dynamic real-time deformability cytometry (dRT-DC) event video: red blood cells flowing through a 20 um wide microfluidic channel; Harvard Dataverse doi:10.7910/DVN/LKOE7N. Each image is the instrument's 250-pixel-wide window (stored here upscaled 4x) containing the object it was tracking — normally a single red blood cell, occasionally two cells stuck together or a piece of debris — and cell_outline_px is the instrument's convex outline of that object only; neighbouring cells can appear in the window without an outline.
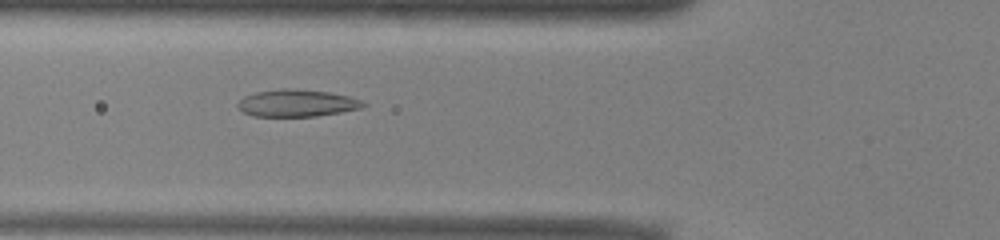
{"species": "common noctule bat (a hibernating species)", "species_latin": "Nyctalus noctula", "temperature_condition": "warm", "stored_images_in_passage": 43, "camera_frame_rate_fps": 3000, "um_per_image_px": 0.085, "animal": {"sex": "male", "body_mass_g": 13.0, "forearm_length_mm": 53.1}, "frame": {"image": 1, "passage_image": 18, "time_ms": 5.667, "image_size_px": [1000, 240], "cell_outline_px": [[368, 104], [360, 108], [340, 112], [316, 116], [252, 116], [244, 112], [236, 104], [244, 96], [256, 92], [284, 88], [292, 88], [328, 92], [348, 96], [360, 100]], "centroid_in_image_um": [25.22, 8.76], "position_along_channel_um": 100.6, "area_um2": 19.65}}
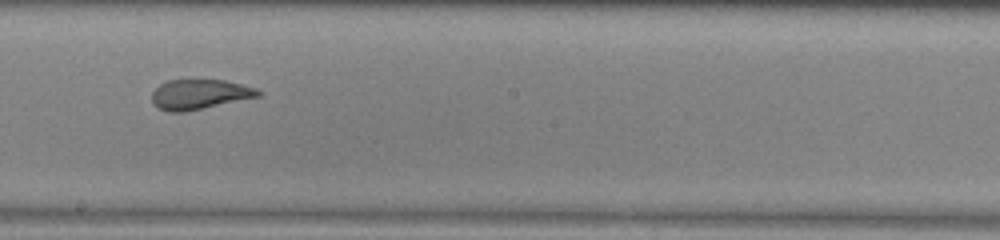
{"frame": {"image": 2, "passage_image": 28, "time_ms": 9.0, "image_size_px": [1000, 240], "cell_outline_px": [[264, 92], [260, 96], [204, 108], [184, 112], [168, 112], [156, 108], [152, 104], [152, 92], [160, 84], [168, 80], [224, 80], [256, 88]], "centroid_in_image_um": [16.94, 8.03], "position_along_channel_um": 231.3, "area_um2": 18.61}}
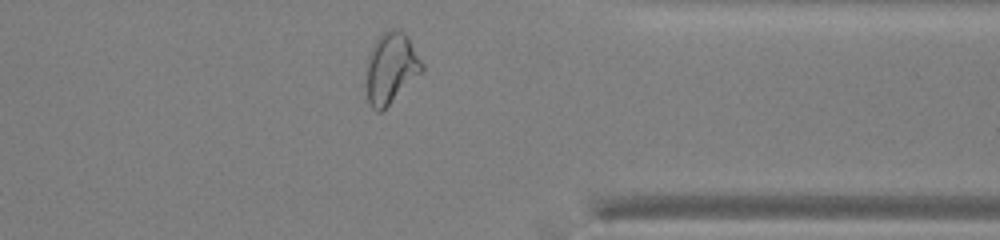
{"frame": {"image": 3, "passage_image": 40, "time_ms": 13.0, "image_size_px": [1000, 240], "cell_outline_px": [[424, 68], [380, 112], [376, 112], [372, 108], [368, 100], [368, 56], [376, 40], [388, 28], [400, 28], [408, 36], [424, 64]], "centroid_in_image_um": [33.25, 5.71], "position_along_channel_um": 378.1, "area_um2": 22.25}, "authors_computed_cell_mechanics": {"area_um2": 21.1548, "velocity_mm_per_s": 3.9212, "shape_relaxation_time_tau1_ms": 9.6911, "shape_relaxation_time_tau2_ms": 1.4609, "deformation_change_tau1": 0.2409, "deformation_change_tau2": 0.0823}}